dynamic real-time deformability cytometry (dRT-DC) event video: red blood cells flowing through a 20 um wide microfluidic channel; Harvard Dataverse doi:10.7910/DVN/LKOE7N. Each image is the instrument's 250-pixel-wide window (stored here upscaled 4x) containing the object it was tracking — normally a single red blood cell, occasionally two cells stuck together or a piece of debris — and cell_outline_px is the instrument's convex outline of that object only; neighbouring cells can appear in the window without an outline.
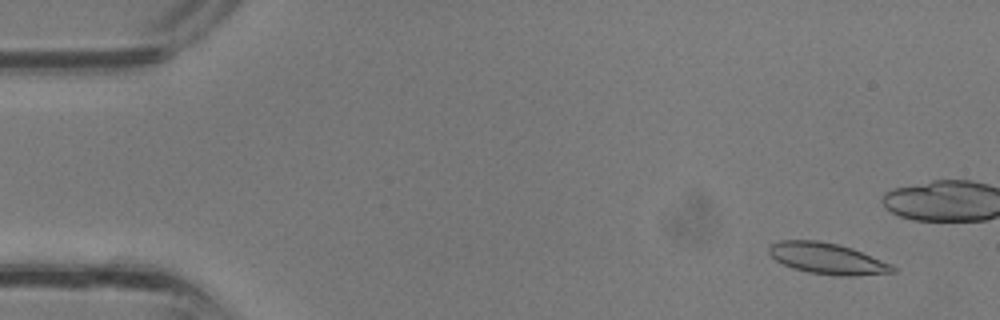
{"species": "common noctule bat (a hibernating species)", "species_latin": "Nyctalus noctula", "temperature_condition": "room temperature", "stored_images_in_passage": 32, "camera_frame_rate_fps": 3000, "um_per_image_px": 0.085, "animal": {"sex": "male", "body_mass_g": 13.3}, "frame": {"image": 1, "passage_image": 3, "time_ms": 0.667, "image_size_px": [1000, 320], "cell_outline_px": [[896, 272], [856, 276], [840, 276], [808, 272], [792, 268], [776, 260], [768, 252], [768, 248], [772, 244], [780, 240], [816, 240], [836, 244], [852, 248], [892, 264], [896, 268]], "centroid_in_image_um": [70.34, 21.98], "position_along_channel_um": 14.7, "area_um2": 22.37}}
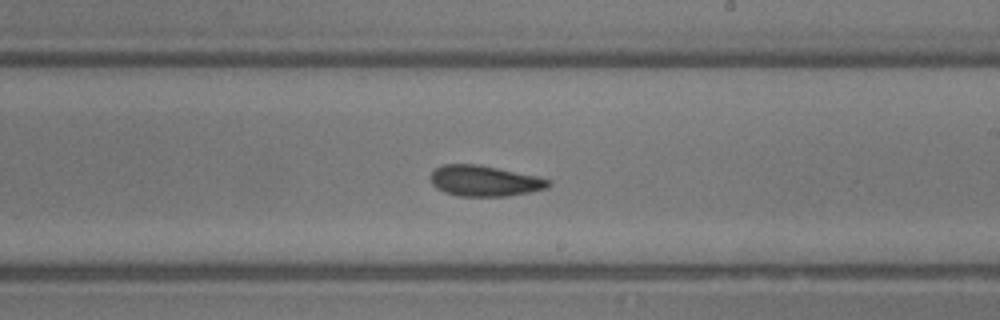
{"frame": {"image": 2, "passage_image": 21, "time_ms": 6.667, "image_size_px": [1000, 320], "cell_outline_px": [[552, 184], [548, 188], [508, 196], [456, 196], [444, 192], [436, 188], [432, 184], [428, 176], [436, 168], [444, 164], [480, 164], [536, 176], [548, 180]], "centroid_in_image_um": [41.14, 15.37], "position_along_channel_um": 247.9, "area_um2": 21.21}}
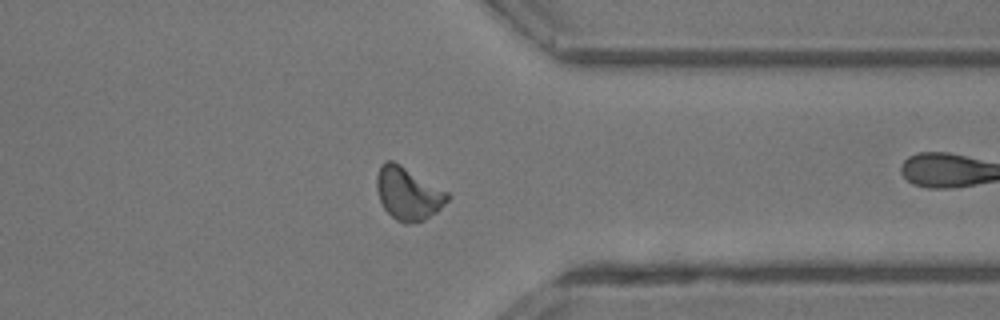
{"frame": {"image": 3, "passage_image": 28, "time_ms": 9.0, "image_size_px": [1000, 320], "cell_outline_px": [[452, 196], [436, 212], [424, 220], [408, 224], [404, 224], [396, 220], [384, 208], [380, 200], [376, 188], [376, 176], [380, 164], [384, 160], [392, 160], [400, 164], [448, 192]], "centroid_in_image_um": [34.67, 16.44], "position_along_channel_um": 376.7, "area_um2": 21.79}}